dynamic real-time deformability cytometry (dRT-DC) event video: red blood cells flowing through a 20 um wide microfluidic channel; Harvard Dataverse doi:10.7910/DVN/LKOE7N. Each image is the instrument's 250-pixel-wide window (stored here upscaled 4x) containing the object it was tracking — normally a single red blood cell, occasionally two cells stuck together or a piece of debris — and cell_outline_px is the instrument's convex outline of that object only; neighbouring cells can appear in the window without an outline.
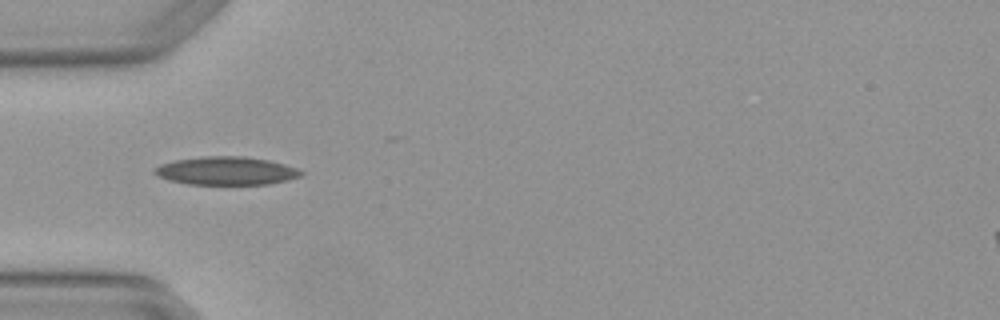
{"species": "Egyptian fruit bat (a non-hibernating species)", "species_latin": "Rousettus aegyptiacus", "temperature_condition": "warm", "stored_images_in_passage": 5, "camera_frame_rate_fps": 3000, "um_per_image_px": 0.085, "animal": {"sex": "female"}, "frame": {"image": 1, "passage_image": 5, "time_ms": 1.333, "image_size_px": [1000, 320], "cell_outline_px": [[304, 172], [300, 176], [268, 184], [188, 184], [168, 180], [156, 176], [152, 172], [152, 168], [160, 164], [176, 160], [204, 156], [244, 156], [268, 160], [284, 164], [296, 168]], "centroid_in_image_um": [19.16, 14.51], "position_along_channel_um": 65.8, "area_um2": 24.04}}